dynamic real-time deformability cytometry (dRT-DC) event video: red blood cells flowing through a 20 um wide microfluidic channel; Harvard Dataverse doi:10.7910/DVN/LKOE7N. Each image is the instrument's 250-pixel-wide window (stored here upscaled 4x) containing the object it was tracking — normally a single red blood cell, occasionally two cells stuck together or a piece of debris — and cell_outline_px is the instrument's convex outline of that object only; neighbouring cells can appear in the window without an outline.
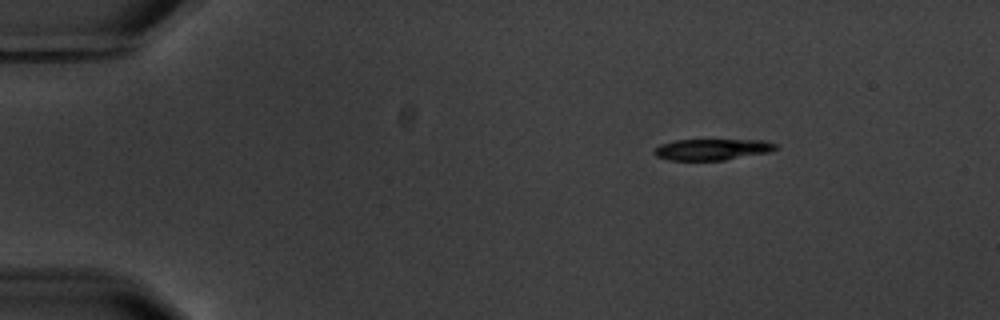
{"species": "common noctule bat (a hibernating species)", "species_latin": "Nyctalus noctula", "temperature_condition": "warm", "stored_images_in_passage": 8, "camera_frame_rate_fps": 3000, "um_per_image_px": 0.085, "animal": {"sex": "male", "body_mass_g": 20.1, "forearm_length_mm": 53.5}, "frame": {"image": 1, "passage_image": 1, "time_ms": 0.0, "image_size_px": [1000, 320], "cell_outline_px": [[776, 148], [768, 152], [724, 160], [668, 160], [656, 156], [652, 152], [660, 144], [676, 140], [764, 140], [776, 144]], "centroid_in_image_um": [60.49, 12.7], "position_along_channel_um": 24.5, "area_um2": 14.85}}
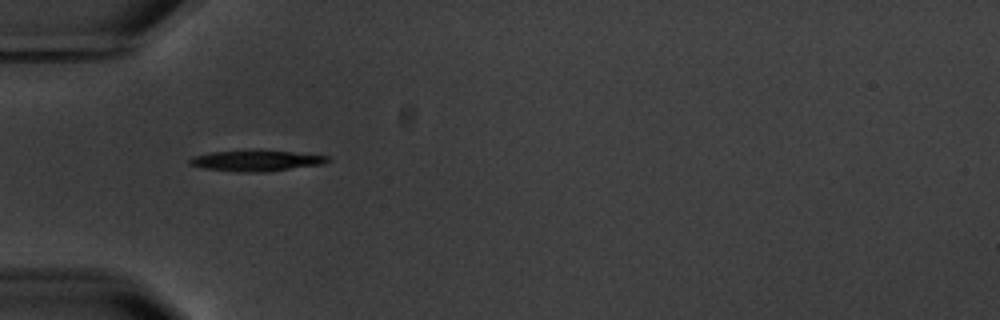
{"frame": {"image": 2, "passage_image": 4, "time_ms": 3.333, "image_size_px": [1000, 320], "cell_outline_px": [[332, 160], [324, 164], [268, 172], [236, 172], [204, 168], [188, 164], [188, 160], [192, 156], [212, 152], [292, 152], [328, 156]], "centroid_in_image_um": [21.8, 13.7], "position_along_channel_um": 63.2, "area_um2": 16.3}}
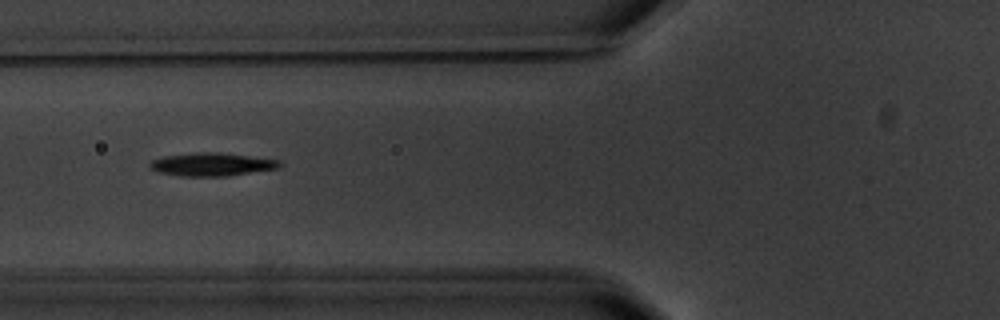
{"frame": {"image": 3, "passage_image": 5, "time_ms": 4.667, "image_size_px": [1000, 320], "cell_outline_px": [[284, 164], [280, 168], [228, 176], [180, 176], [160, 172], [148, 168], [148, 164], [152, 160], [164, 156], [196, 152], [216, 152], [280, 160]], "centroid_in_image_um": [18.01, 13.97], "position_along_channel_um": 107.8, "area_um2": 17.57}}